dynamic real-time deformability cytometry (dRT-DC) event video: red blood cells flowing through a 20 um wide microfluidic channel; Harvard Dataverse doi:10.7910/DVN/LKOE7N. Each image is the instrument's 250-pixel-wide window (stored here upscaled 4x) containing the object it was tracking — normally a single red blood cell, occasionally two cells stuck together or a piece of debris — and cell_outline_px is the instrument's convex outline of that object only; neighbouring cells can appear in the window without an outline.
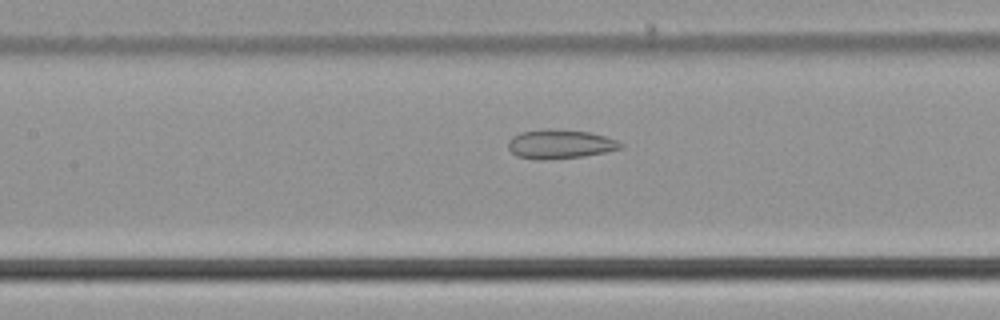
{"species": "common noctule bat (a hibernating species)", "species_latin": "Nyctalus noctula", "temperature_condition": "cold", "stored_images_in_passage": 45, "camera_frame_rate_fps": 3000, "um_per_image_px": 0.085, "animal": {"sex": "male", "body_mass_g": 21.5, "forearm_length_mm": 52.0}, "frame": {"image": 1, "passage_image": 22, "time_ms": 7.0, "image_size_px": [1000, 320], "cell_outline_px": [[624, 144], [620, 148], [604, 152], [584, 156], [540, 160], [516, 156], [508, 148], [508, 140], [512, 136], [520, 132], [544, 128], [548, 128], [592, 132], [616, 140]], "centroid_in_image_um": [47.56, 12.23], "position_along_channel_um": 159.8, "area_um2": 19.13}}
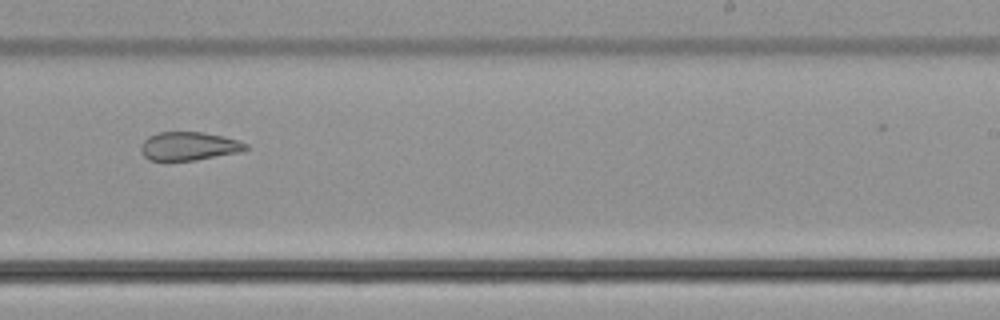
{"frame": {"image": 2, "passage_image": 31, "time_ms": 10.0, "image_size_px": [1000, 320], "cell_outline_px": [[248, 148], [240, 152], [196, 160], [148, 160], [144, 156], [140, 148], [140, 144], [148, 136], [156, 132], [204, 132], [224, 136], [240, 140], [248, 144]], "centroid_in_image_um": [16.06, 12.41], "position_along_channel_um": 272.9, "area_um2": 17.57}}
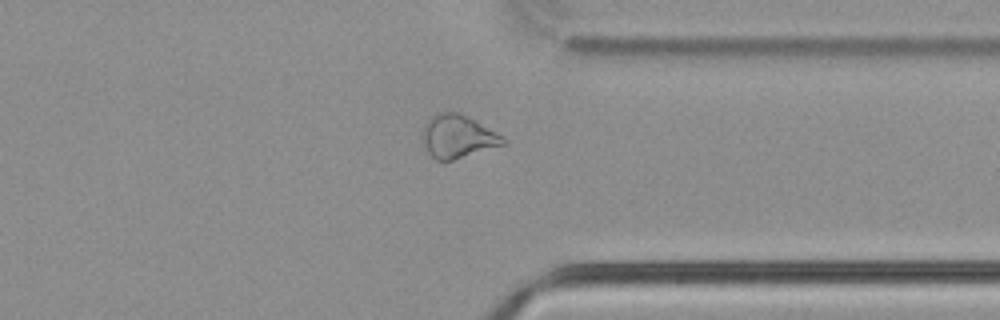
{"frame": {"image": 3, "passage_image": 39, "time_ms": 12.667, "image_size_px": [1000, 320], "cell_outline_px": [[508, 144], [452, 160], [436, 160], [428, 152], [424, 144], [424, 124], [432, 116], [440, 112], [460, 112], [496, 132], [508, 140]], "centroid_in_image_um": [38.96, 11.6], "position_along_channel_um": 372.4, "area_um2": 20.06}, "authors_computed_cell_mechanics": {"area_um2": 20.2878, "velocity_mm_per_s": 3.7874, "shape_relaxation_time_tau1_ms": null, "shape_relaxation_time_tau2_ms": 3.3308, "deformation_change_tau1": null, "deformation_change_tau2": 0.1178}}